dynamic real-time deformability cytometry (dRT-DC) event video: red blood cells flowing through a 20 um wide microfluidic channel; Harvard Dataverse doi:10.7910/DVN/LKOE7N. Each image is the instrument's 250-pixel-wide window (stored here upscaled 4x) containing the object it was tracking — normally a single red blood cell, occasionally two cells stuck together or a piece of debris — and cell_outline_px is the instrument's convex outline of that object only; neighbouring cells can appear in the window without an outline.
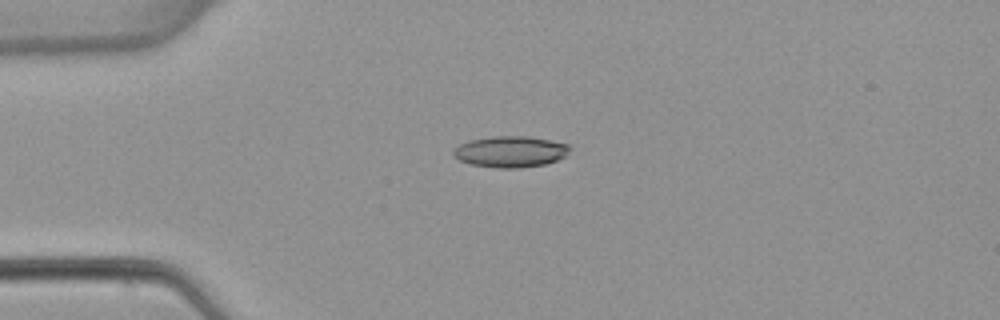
{"species": "common noctule bat (a hibernating species)", "species_latin": "Nyctalus noctula", "temperature_condition": "warm", "stored_images_in_passage": 4, "camera_frame_rate_fps": 3000, "um_per_image_px": 0.085, "animal": {"sex": "female", "body_mass_g": 22.7, "forearm_length_mm": 54.2}, "frame": {"image": 1, "passage_image": 3, "time_ms": 3.333, "image_size_px": [1000, 320], "cell_outline_px": [[572, 148], [564, 156], [556, 160], [544, 164], [520, 168], [500, 168], [472, 164], [460, 160], [452, 152], [460, 144], [468, 140], [492, 136], [528, 136], [568, 144]], "centroid_in_image_um": [43.4, 12.88], "position_along_channel_um": 41.6, "area_um2": 20.92}}